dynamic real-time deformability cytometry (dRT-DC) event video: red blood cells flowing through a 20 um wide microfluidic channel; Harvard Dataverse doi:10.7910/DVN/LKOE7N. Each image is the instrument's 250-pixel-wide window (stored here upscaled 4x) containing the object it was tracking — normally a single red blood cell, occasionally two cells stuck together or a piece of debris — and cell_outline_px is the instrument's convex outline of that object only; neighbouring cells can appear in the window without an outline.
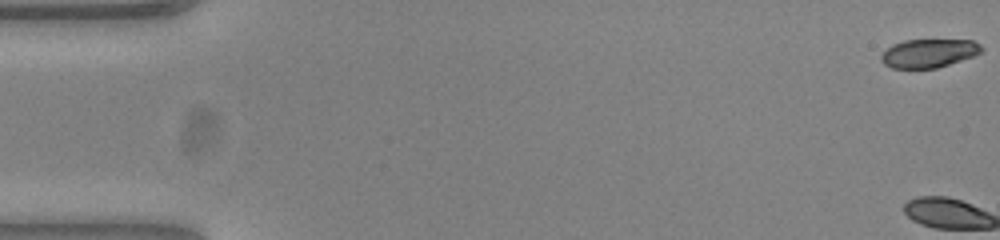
{"species": "common noctule bat (a hibernating species)", "species_latin": "Nyctalus noctula", "temperature_condition": "warm", "stored_images_in_passage": 55, "camera_frame_rate_fps": 3000, "um_per_image_px": 0.085, "animal": {"sex": "female", "body_mass_g": 23.0, "forearm_length_mm": 53.4}, "frame": {"image": 1, "passage_image": 1, "time_ms": 0.0, "image_size_px": [1000, 240], "cell_outline_px": [[984, 48], [980, 52], [972, 56], [936, 68], [892, 68], [884, 64], [880, 60], [880, 56], [892, 44], [904, 40], [972, 40], [980, 44]], "centroid_in_image_um": [78.92, 4.52], "position_along_channel_um": 6.1, "area_um2": 16.53}}
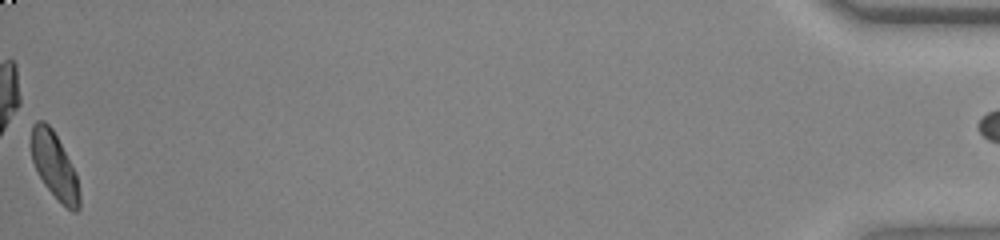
{"frame": {"image": 2, "passage_image": 55, "time_ms": 18.0, "image_size_px": [1000, 240], "cell_outline_px": [[80, 208], [76, 212], [72, 212], [44, 184], [32, 160], [32, 124], [36, 120], [44, 120], [52, 128], [76, 172], [80, 196]], "centroid_in_image_um": [4.65, 14.07], "position_along_channel_um": 430.6, "area_um2": 18.21}, "authors_computed_cell_mechanics": {"area_um2": 19.0162, "velocity_mm_per_s": 3.8424, "shape_relaxation_time_tau1_ms": 2.6352, "shape_relaxation_time_tau2_ms": 1.9581, "deformation_change_tau1": 0.1406, "deformation_change_tau2": 0.0661}}